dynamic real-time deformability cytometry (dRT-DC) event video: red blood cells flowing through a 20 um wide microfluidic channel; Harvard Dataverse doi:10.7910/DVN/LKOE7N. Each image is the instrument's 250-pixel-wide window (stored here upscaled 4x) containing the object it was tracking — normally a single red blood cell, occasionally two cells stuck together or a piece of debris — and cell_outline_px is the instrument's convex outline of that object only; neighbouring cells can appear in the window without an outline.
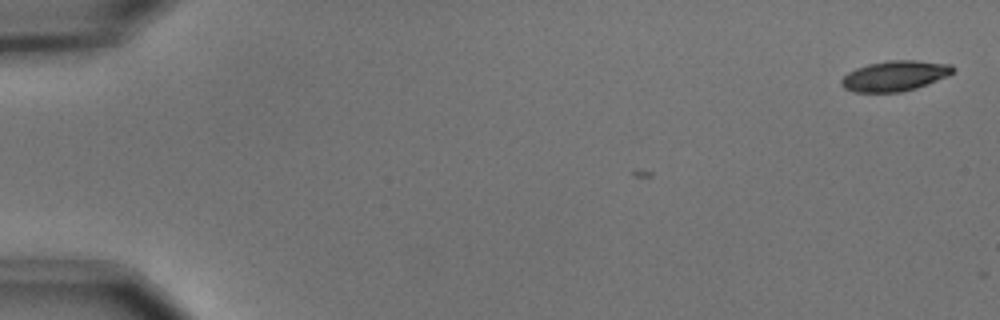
{"species": "common noctule bat (a hibernating species)", "species_latin": "Nyctalus noctula", "temperature_condition": "cold", "stored_images_in_passage": 4, "camera_frame_rate_fps": 3000, "um_per_image_px": 0.085, "animal": {"sex": "male", "body_mass_g": 15.6}, "frame": {"image": 1, "passage_image": 4, "time_ms": 1.0, "image_size_px": [1000, 320], "cell_outline_px": [[956, 68], [948, 76], [916, 88], [900, 92], [852, 92], [844, 88], [840, 84], [840, 80], [848, 72], [856, 68], [868, 64], [888, 60], [916, 60], [952, 64]], "centroid_in_image_um": [76.05, 6.44], "position_along_channel_um": 8.9, "area_um2": 19.83}}